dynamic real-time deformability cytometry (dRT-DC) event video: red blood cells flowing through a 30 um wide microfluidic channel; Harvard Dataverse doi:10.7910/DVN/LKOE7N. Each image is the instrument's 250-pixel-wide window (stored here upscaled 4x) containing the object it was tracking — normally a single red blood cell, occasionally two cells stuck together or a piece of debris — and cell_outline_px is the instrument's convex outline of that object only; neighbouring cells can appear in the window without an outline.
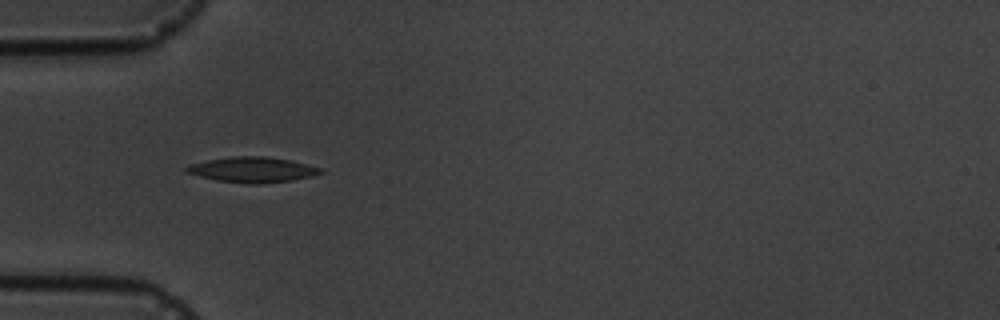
{"species": "common noctule bat (a hibernating species)", "species_latin": "Nyctalus noctula", "temperature_condition": "cold", "stored_images_in_passage": 6, "camera_frame_rate_fps": 3000, "um_per_image_px": 0.085, "animal": {"sex": "male", "body_mass_g": 19.5, "forearm_length_mm": 54.6}, "frame": {"image": 1, "passage_image": 5, "time_ms": 5.667, "image_size_px": [1000, 320], "cell_outline_px": [[324, 172], [312, 176], [292, 180], [260, 184], [252, 184], [216, 180], [184, 172], [184, 168], [188, 164], [208, 160], [232, 156], [264, 156], [292, 160], [324, 168]], "centroid_in_image_um": [21.48, 14.42], "position_along_channel_um": 63.5, "area_um2": 20.0}}
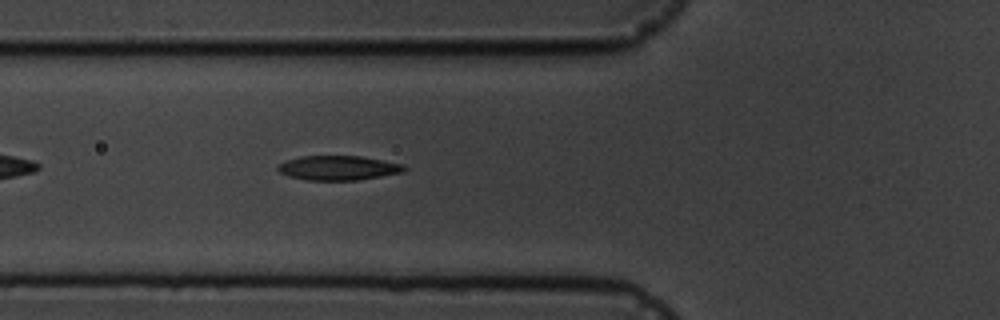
{"frame": {"image": 2, "passage_image": 6, "time_ms": 6.667, "image_size_px": [1000, 320], "cell_outline_px": [[408, 168], [404, 172], [360, 180], [304, 180], [288, 176], [280, 172], [276, 168], [276, 164], [300, 156], [360, 156], [404, 164]], "centroid_in_image_um": [28.76, 14.27], "position_along_channel_um": 97.0, "area_um2": 18.21}}